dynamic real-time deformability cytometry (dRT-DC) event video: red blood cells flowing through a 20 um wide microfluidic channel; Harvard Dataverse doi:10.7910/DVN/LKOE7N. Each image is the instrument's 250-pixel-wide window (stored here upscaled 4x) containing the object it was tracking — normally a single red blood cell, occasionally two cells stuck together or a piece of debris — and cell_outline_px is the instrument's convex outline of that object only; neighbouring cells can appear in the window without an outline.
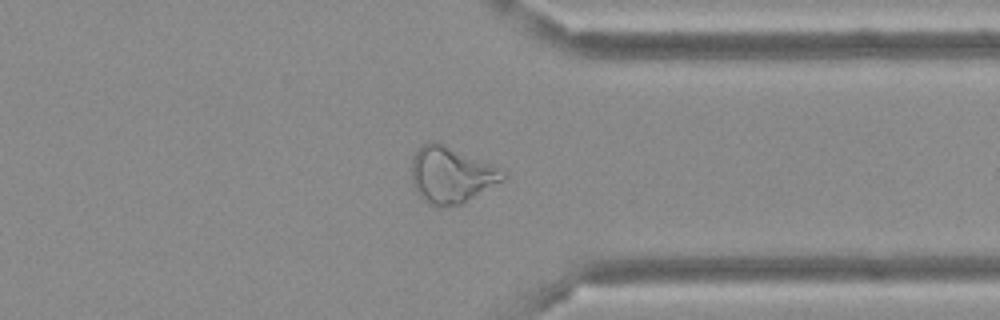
{"species": "Egyptian fruit bat (a non-hibernating species)", "species_latin": "Rousettus aegyptiacus", "temperature_condition": "cold", "stored_images_in_passage": 47, "camera_frame_rate_fps": 3000, "um_per_image_px": 0.085, "frame": {"image": 1, "passage_image": 36, "time_ms": 11.667, "image_size_px": [1000, 320], "cell_outline_px": [[508, 176], [504, 180], [464, 204], [440, 208], [428, 204], [416, 192], [412, 180], [412, 160], [416, 152], [424, 144], [436, 140], [492, 164], [508, 172]], "centroid_in_image_um": [38.39, 14.89], "position_along_channel_um": 373.0, "area_um2": 30.46}}
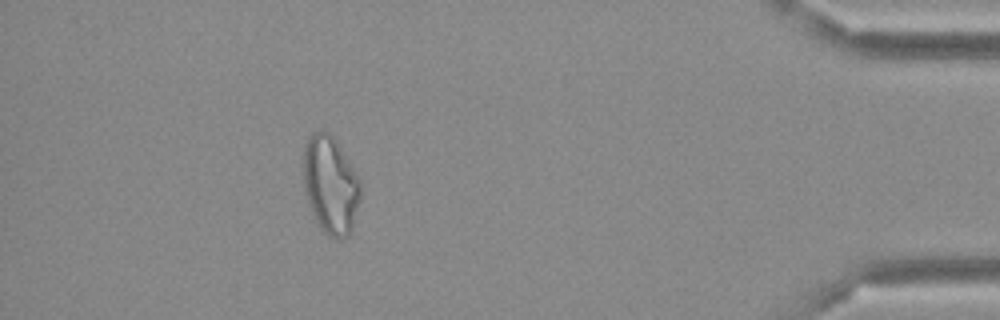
{"frame": {"image": 2, "passage_image": 42, "time_ms": 13.667, "image_size_px": [1000, 320], "cell_outline_px": [[364, 188], [352, 228], [348, 236], [340, 240], [336, 240], [328, 236], [324, 232], [316, 220], [308, 200], [304, 188], [304, 144], [312, 132], [328, 132], [336, 140], [360, 176]], "centroid_in_image_um": [28.15, 15.73], "position_along_channel_um": 407.0, "area_um2": 33.0}}